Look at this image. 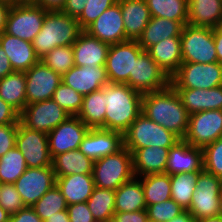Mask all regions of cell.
<instances>
[{
    "label": "cell",
    "mask_w": 222,
    "mask_h": 222,
    "mask_svg": "<svg viewBox=\"0 0 222 222\" xmlns=\"http://www.w3.org/2000/svg\"><path fill=\"white\" fill-rule=\"evenodd\" d=\"M142 97L127 84L105 85V129L124 134L142 113Z\"/></svg>",
    "instance_id": "obj_2"
},
{
    "label": "cell",
    "mask_w": 222,
    "mask_h": 222,
    "mask_svg": "<svg viewBox=\"0 0 222 222\" xmlns=\"http://www.w3.org/2000/svg\"><path fill=\"white\" fill-rule=\"evenodd\" d=\"M187 210L196 221L222 214V179L204 169L200 171Z\"/></svg>",
    "instance_id": "obj_6"
},
{
    "label": "cell",
    "mask_w": 222,
    "mask_h": 222,
    "mask_svg": "<svg viewBox=\"0 0 222 222\" xmlns=\"http://www.w3.org/2000/svg\"><path fill=\"white\" fill-rule=\"evenodd\" d=\"M11 6L0 3V34L5 32L7 17Z\"/></svg>",
    "instance_id": "obj_56"
},
{
    "label": "cell",
    "mask_w": 222,
    "mask_h": 222,
    "mask_svg": "<svg viewBox=\"0 0 222 222\" xmlns=\"http://www.w3.org/2000/svg\"><path fill=\"white\" fill-rule=\"evenodd\" d=\"M138 178L142 183L147 206L171 199V182L169 174H149Z\"/></svg>",
    "instance_id": "obj_35"
},
{
    "label": "cell",
    "mask_w": 222,
    "mask_h": 222,
    "mask_svg": "<svg viewBox=\"0 0 222 222\" xmlns=\"http://www.w3.org/2000/svg\"><path fill=\"white\" fill-rule=\"evenodd\" d=\"M168 222H197L188 210H184L182 213L172 218Z\"/></svg>",
    "instance_id": "obj_58"
},
{
    "label": "cell",
    "mask_w": 222,
    "mask_h": 222,
    "mask_svg": "<svg viewBox=\"0 0 222 222\" xmlns=\"http://www.w3.org/2000/svg\"><path fill=\"white\" fill-rule=\"evenodd\" d=\"M44 222H70L67 210L54 213L53 216H49Z\"/></svg>",
    "instance_id": "obj_57"
},
{
    "label": "cell",
    "mask_w": 222,
    "mask_h": 222,
    "mask_svg": "<svg viewBox=\"0 0 222 222\" xmlns=\"http://www.w3.org/2000/svg\"><path fill=\"white\" fill-rule=\"evenodd\" d=\"M124 147L123 134L102 128H90L79 150L93 161L117 153Z\"/></svg>",
    "instance_id": "obj_18"
},
{
    "label": "cell",
    "mask_w": 222,
    "mask_h": 222,
    "mask_svg": "<svg viewBox=\"0 0 222 222\" xmlns=\"http://www.w3.org/2000/svg\"><path fill=\"white\" fill-rule=\"evenodd\" d=\"M124 147L132 154L140 148H170L181 140L176 134L140 114L123 134Z\"/></svg>",
    "instance_id": "obj_4"
},
{
    "label": "cell",
    "mask_w": 222,
    "mask_h": 222,
    "mask_svg": "<svg viewBox=\"0 0 222 222\" xmlns=\"http://www.w3.org/2000/svg\"><path fill=\"white\" fill-rule=\"evenodd\" d=\"M56 185L53 166L27 168L14 183L25 206H33L48 190Z\"/></svg>",
    "instance_id": "obj_15"
},
{
    "label": "cell",
    "mask_w": 222,
    "mask_h": 222,
    "mask_svg": "<svg viewBox=\"0 0 222 222\" xmlns=\"http://www.w3.org/2000/svg\"><path fill=\"white\" fill-rule=\"evenodd\" d=\"M19 113L0 98V125L18 124Z\"/></svg>",
    "instance_id": "obj_49"
},
{
    "label": "cell",
    "mask_w": 222,
    "mask_h": 222,
    "mask_svg": "<svg viewBox=\"0 0 222 222\" xmlns=\"http://www.w3.org/2000/svg\"><path fill=\"white\" fill-rule=\"evenodd\" d=\"M141 112L180 139L186 136L190 114L171 84L160 91L143 94Z\"/></svg>",
    "instance_id": "obj_1"
},
{
    "label": "cell",
    "mask_w": 222,
    "mask_h": 222,
    "mask_svg": "<svg viewBox=\"0 0 222 222\" xmlns=\"http://www.w3.org/2000/svg\"><path fill=\"white\" fill-rule=\"evenodd\" d=\"M180 38L183 62H218L214 43V29L186 24L182 28Z\"/></svg>",
    "instance_id": "obj_8"
},
{
    "label": "cell",
    "mask_w": 222,
    "mask_h": 222,
    "mask_svg": "<svg viewBox=\"0 0 222 222\" xmlns=\"http://www.w3.org/2000/svg\"><path fill=\"white\" fill-rule=\"evenodd\" d=\"M146 202L141 180L134 177L115 190V212L146 210Z\"/></svg>",
    "instance_id": "obj_31"
},
{
    "label": "cell",
    "mask_w": 222,
    "mask_h": 222,
    "mask_svg": "<svg viewBox=\"0 0 222 222\" xmlns=\"http://www.w3.org/2000/svg\"><path fill=\"white\" fill-rule=\"evenodd\" d=\"M110 45L83 31L72 45L76 66L96 67L106 64Z\"/></svg>",
    "instance_id": "obj_23"
},
{
    "label": "cell",
    "mask_w": 222,
    "mask_h": 222,
    "mask_svg": "<svg viewBox=\"0 0 222 222\" xmlns=\"http://www.w3.org/2000/svg\"><path fill=\"white\" fill-rule=\"evenodd\" d=\"M23 0H0V3H3L5 5H8V6H13L17 3H20L22 2Z\"/></svg>",
    "instance_id": "obj_61"
},
{
    "label": "cell",
    "mask_w": 222,
    "mask_h": 222,
    "mask_svg": "<svg viewBox=\"0 0 222 222\" xmlns=\"http://www.w3.org/2000/svg\"><path fill=\"white\" fill-rule=\"evenodd\" d=\"M143 51L137 40L110 45L105 64L109 83L126 84L133 74L134 60Z\"/></svg>",
    "instance_id": "obj_11"
},
{
    "label": "cell",
    "mask_w": 222,
    "mask_h": 222,
    "mask_svg": "<svg viewBox=\"0 0 222 222\" xmlns=\"http://www.w3.org/2000/svg\"><path fill=\"white\" fill-rule=\"evenodd\" d=\"M182 28L183 25L179 21L151 17L137 42L146 51L161 40L172 36H181Z\"/></svg>",
    "instance_id": "obj_30"
},
{
    "label": "cell",
    "mask_w": 222,
    "mask_h": 222,
    "mask_svg": "<svg viewBox=\"0 0 222 222\" xmlns=\"http://www.w3.org/2000/svg\"><path fill=\"white\" fill-rule=\"evenodd\" d=\"M145 222H156V221H154V220H152V219H150V218L147 217V219L145 220Z\"/></svg>",
    "instance_id": "obj_63"
},
{
    "label": "cell",
    "mask_w": 222,
    "mask_h": 222,
    "mask_svg": "<svg viewBox=\"0 0 222 222\" xmlns=\"http://www.w3.org/2000/svg\"><path fill=\"white\" fill-rule=\"evenodd\" d=\"M46 12L30 0L11 6L5 33L32 43L42 28Z\"/></svg>",
    "instance_id": "obj_9"
},
{
    "label": "cell",
    "mask_w": 222,
    "mask_h": 222,
    "mask_svg": "<svg viewBox=\"0 0 222 222\" xmlns=\"http://www.w3.org/2000/svg\"><path fill=\"white\" fill-rule=\"evenodd\" d=\"M222 137V110L200 111L189 116L184 140L194 147L204 148Z\"/></svg>",
    "instance_id": "obj_13"
},
{
    "label": "cell",
    "mask_w": 222,
    "mask_h": 222,
    "mask_svg": "<svg viewBox=\"0 0 222 222\" xmlns=\"http://www.w3.org/2000/svg\"><path fill=\"white\" fill-rule=\"evenodd\" d=\"M27 168L24 156L15 146L0 157V184H14Z\"/></svg>",
    "instance_id": "obj_39"
},
{
    "label": "cell",
    "mask_w": 222,
    "mask_h": 222,
    "mask_svg": "<svg viewBox=\"0 0 222 222\" xmlns=\"http://www.w3.org/2000/svg\"><path fill=\"white\" fill-rule=\"evenodd\" d=\"M0 206L10 215L17 213L25 207L23 200L14 184H0Z\"/></svg>",
    "instance_id": "obj_46"
},
{
    "label": "cell",
    "mask_w": 222,
    "mask_h": 222,
    "mask_svg": "<svg viewBox=\"0 0 222 222\" xmlns=\"http://www.w3.org/2000/svg\"><path fill=\"white\" fill-rule=\"evenodd\" d=\"M31 207L44 221L56 212L67 210V203L60 189L54 185Z\"/></svg>",
    "instance_id": "obj_40"
},
{
    "label": "cell",
    "mask_w": 222,
    "mask_h": 222,
    "mask_svg": "<svg viewBox=\"0 0 222 222\" xmlns=\"http://www.w3.org/2000/svg\"><path fill=\"white\" fill-rule=\"evenodd\" d=\"M199 172L170 175L171 199L187 210L196 189Z\"/></svg>",
    "instance_id": "obj_37"
},
{
    "label": "cell",
    "mask_w": 222,
    "mask_h": 222,
    "mask_svg": "<svg viewBox=\"0 0 222 222\" xmlns=\"http://www.w3.org/2000/svg\"><path fill=\"white\" fill-rule=\"evenodd\" d=\"M89 129L78 116H69L48 133L51 158L70 150L79 149L80 143Z\"/></svg>",
    "instance_id": "obj_17"
},
{
    "label": "cell",
    "mask_w": 222,
    "mask_h": 222,
    "mask_svg": "<svg viewBox=\"0 0 222 222\" xmlns=\"http://www.w3.org/2000/svg\"><path fill=\"white\" fill-rule=\"evenodd\" d=\"M15 146L24 156L28 168L52 166L48 134L31 130L19 122Z\"/></svg>",
    "instance_id": "obj_14"
},
{
    "label": "cell",
    "mask_w": 222,
    "mask_h": 222,
    "mask_svg": "<svg viewBox=\"0 0 222 222\" xmlns=\"http://www.w3.org/2000/svg\"><path fill=\"white\" fill-rule=\"evenodd\" d=\"M18 124L0 125V157L16 145Z\"/></svg>",
    "instance_id": "obj_47"
},
{
    "label": "cell",
    "mask_w": 222,
    "mask_h": 222,
    "mask_svg": "<svg viewBox=\"0 0 222 222\" xmlns=\"http://www.w3.org/2000/svg\"><path fill=\"white\" fill-rule=\"evenodd\" d=\"M168 150L159 146L137 149L132 154L135 177L165 173Z\"/></svg>",
    "instance_id": "obj_29"
},
{
    "label": "cell",
    "mask_w": 222,
    "mask_h": 222,
    "mask_svg": "<svg viewBox=\"0 0 222 222\" xmlns=\"http://www.w3.org/2000/svg\"><path fill=\"white\" fill-rule=\"evenodd\" d=\"M13 72L14 71L10 65L9 58L0 45V79Z\"/></svg>",
    "instance_id": "obj_54"
},
{
    "label": "cell",
    "mask_w": 222,
    "mask_h": 222,
    "mask_svg": "<svg viewBox=\"0 0 222 222\" xmlns=\"http://www.w3.org/2000/svg\"><path fill=\"white\" fill-rule=\"evenodd\" d=\"M189 114L222 110V85L211 89H175Z\"/></svg>",
    "instance_id": "obj_25"
},
{
    "label": "cell",
    "mask_w": 222,
    "mask_h": 222,
    "mask_svg": "<svg viewBox=\"0 0 222 222\" xmlns=\"http://www.w3.org/2000/svg\"><path fill=\"white\" fill-rule=\"evenodd\" d=\"M84 30L77 19L62 11H47L40 32L32 45L41 60L57 46L73 45Z\"/></svg>",
    "instance_id": "obj_3"
},
{
    "label": "cell",
    "mask_w": 222,
    "mask_h": 222,
    "mask_svg": "<svg viewBox=\"0 0 222 222\" xmlns=\"http://www.w3.org/2000/svg\"><path fill=\"white\" fill-rule=\"evenodd\" d=\"M126 38L138 40L151 19L146 0H120Z\"/></svg>",
    "instance_id": "obj_24"
},
{
    "label": "cell",
    "mask_w": 222,
    "mask_h": 222,
    "mask_svg": "<svg viewBox=\"0 0 222 222\" xmlns=\"http://www.w3.org/2000/svg\"><path fill=\"white\" fill-rule=\"evenodd\" d=\"M25 77L27 105L52 99L54 91L62 82V76L41 60L25 72Z\"/></svg>",
    "instance_id": "obj_16"
},
{
    "label": "cell",
    "mask_w": 222,
    "mask_h": 222,
    "mask_svg": "<svg viewBox=\"0 0 222 222\" xmlns=\"http://www.w3.org/2000/svg\"><path fill=\"white\" fill-rule=\"evenodd\" d=\"M126 84L145 94L167 88L170 85V77L146 51H143L134 60L133 74H130Z\"/></svg>",
    "instance_id": "obj_12"
},
{
    "label": "cell",
    "mask_w": 222,
    "mask_h": 222,
    "mask_svg": "<svg viewBox=\"0 0 222 222\" xmlns=\"http://www.w3.org/2000/svg\"><path fill=\"white\" fill-rule=\"evenodd\" d=\"M204 169L203 149L194 147L184 139L169 148L165 173H195Z\"/></svg>",
    "instance_id": "obj_20"
},
{
    "label": "cell",
    "mask_w": 222,
    "mask_h": 222,
    "mask_svg": "<svg viewBox=\"0 0 222 222\" xmlns=\"http://www.w3.org/2000/svg\"><path fill=\"white\" fill-rule=\"evenodd\" d=\"M52 166L55 176L92 174L94 161L76 149L56 155L52 159Z\"/></svg>",
    "instance_id": "obj_32"
},
{
    "label": "cell",
    "mask_w": 222,
    "mask_h": 222,
    "mask_svg": "<svg viewBox=\"0 0 222 222\" xmlns=\"http://www.w3.org/2000/svg\"><path fill=\"white\" fill-rule=\"evenodd\" d=\"M41 61L62 76L75 66L72 45L55 47Z\"/></svg>",
    "instance_id": "obj_41"
},
{
    "label": "cell",
    "mask_w": 222,
    "mask_h": 222,
    "mask_svg": "<svg viewBox=\"0 0 222 222\" xmlns=\"http://www.w3.org/2000/svg\"><path fill=\"white\" fill-rule=\"evenodd\" d=\"M0 98L19 114L22 112L27 105L25 72L14 71L0 79Z\"/></svg>",
    "instance_id": "obj_33"
},
{
    "label": "cell",
    "mask_w": 222,
    "mask_h": 222,
    "mask_svg": "<svg viewBox=\"0 0 222 222\" xmlns=\"http://www.w3.org/2000/svg\"><path fill=\"white\" fill-rule=\"evenodd\" d=\"M93 222H111V220L95 219Z\"/></svg>",
    "instance_id": "obj_62"
},
{
    "label": "cell",
    "mask_w": 222,
    "mask_h": 222,
    "mask_svg": "<svg viewBox=\"0 0 222 222\" xmlns=\"http://www.w3.org/2000/svg\"><path fill=\"white\" fill-rule=\"evenodd\" d=\"M197 222H222V214L213 217L202 218L197 220Z\"/></svg>",
    "instance_id": "obj_59"
},
{
    "label": "cell",
    "mask_w": 222,
    "mask_h": 222,
    "mask_svg": "<svg viewBox=\"0 0 222 222\" xmlns=\"http://www.w3.org/2000/svg\"><path fill=\"white\" fill-rule=\"evenodd\" d=\"M32 3L43 7L47 11H61L66 0H30Z\"/></svg>",
    "instance_id": "obj_53"
},
{
    "label": "cell",
    "mask_w": 222,
    "mask_h": 222,
    "mask_svg": "<svg viewBox=\"0 0 222 222\" xmlns=\"http://www.w3.org/2000/svg\"><path fill=\"white\" fill-rule=\"evenodd\" d=\"M194 27L222 25V0H188V23Z\"/></svg>",
    "instance_id": "obj_28"
},
{
    "label": "cell",
    "mask_w": 222,
    "mask_h": 222,
    "mask_svg": "<svg viewBox=\"0 0 222 222\" xmlns=\"http://www.w3.org/2000/svg\"><path fill=\"white\" fill-rule=\"evenodd\" d=\"M67 212L70 222H93L95 220L86 202L67 205Z\"/></svg>",
    "instance_id": "obj_48"
},
{
    "label": "cell",
    "mask_w": 222,
    "mask_h": 222,
    "mask_svg": "<svg viewBox=\"0 0 222 222\" xmlns=\"http://www.w3.org/2000/svg\"><path fill=\"white\" fill-rule=\"evenodd\" d=\"M184 210L185 209L173 199L146 207L147 217L156 222H168Z\"/></svg>",
    "instance_id": "obj_44"
},
{
    "label": "cell",
    "mask_w": 222,
    "mask_h": 222,
    "mask_svg": "<svg viewBox=\"0 0 222 222\" xmlns=\"http://www.w3.org/2000/svg\"><path fill=\"white\" fill-rule=\"evenodd\" d=\"M92 175L95 187L115 191L135 177L132 153L123 147L115 154L94 161Z\"/></svg>",
    "instance_id": "obj_5"
},
{
    "label": "cell",
    "mask_w": 222,
    "mask_h": 222,
    "mask_svg": "<svg viewBox=\"0 0 222 222\" xmlns=\"http://www.w3.org/2000/svg\"><path fill=\"white\" fill-rule=\"evenodd\" d=\"M174 89H211L222 85V64L183 62L170 77Z\"/></svg>",
    "instance_id": "obj_7"
},
{
    "label": "cell",
    "mask_w": 222,
    "mask_h": 222,
    "mask_svg": "<svg viewBox=\"0 0 222 222\" xmlns=\"http://www.w3.org/2000/svg\"><path fill=\"white\" fill-rule=\"evenodd\" d=\"M62 82L82 96L100 90L109 84L105 65L96 67L75 65L62 75Z\"/></svg>",
    "instance_id": "obj_21"
},
{
    "label": "cell",
    "mask_w": 222,
    "mask_h": 222,
    "mask_svg": "<svg viewBox=\"0 0 222 222\" xmlns=\"http://www.w3.org/2000/svg\"><path fill=\"white\" fill-rule=\"evenodd\" d=\"M10 214L0 206V222H8Z\"/></svg>",
    "instance_id": "obj_60"
},
{
    "label": "cell",
    "mask_w": 222,
    "mask_h": 222,
    "mask_svg": "<svg viewBox=\"0 0 222 222\" xmlns=\"http://www.w3.org/2000/svg\"><path fill=\"white\" fill-rule=\"evenodd\" d=\"M84 31L109 45L127 41L120 0L100 14Z\"/></svg>",
    "instance_id": "obj_19"
},
{
    "label": "cell",
    "mask_w": 222,
    "mask_h": 222,
    "mask_svg": "<svg viewBox=\"0 0 222 222\" xmlns=\"http://www.w3.org/2000/svg\"><path fill=\"white\" fill-rule=\"evenodd\" d=\"M86 203L95 219L112 220L115 213V191L95 187Z\"/></svg>",
    "instance_id": "obj_38"
},
{
    "label": "cell",
    "mask_w": 222,
    "mask_h": 222,
    "mask_svg": "<svg viewBox=\"0 0 222 222\" xmlns=\"http://www.w3.org/2000/svg\"><path fill=\"white\" fill-rule=\"evenodd\" d=\"M146 52L171 77L183 63L180 36H172L149 47Z\"/></svg>",
    "instance_id": "obj_26"
},
{
    "label": "cell",
    "mask_w": 222,
    "mask_h": 222,
    "mask_svg": "<svg viewBox=\"0 0 222 222\" xmlns=\"http://www.w3.org/2000/svg\"><path fill=\"white\" fill-rule=\"evenodd\" d=\"M151 17L188 23V0H146Z\"/></svg>",
    "instance_id": "obj_36"
},
{
    "label": "cell",
    "mask_w": 222,
    "mask_h": 222,
    "mask_svg": "<svg viewBox=\"0 0 222 222\" xmlns=\"http://www.w3.org/2000/svg\"><path fill=\"white\" fill-rule=\"evenodd\" d=\"M105 86L97 91L83 96V102L78 117L89 128L105 129Z\"/></svg>",
    "instance_id": "obj_34"
},
{
    "label": "cell",
    "mask_w": 222,
    "mask_h": 222,
    "mask_svg": "<svg viewBox=\"0 0 222 222\" xmlns=\"http://www.w3.org/2000/svg\"><path fill=\"white\" fill-rule=\"evenodd\" d=\"M8 222H44L33 210L32 207L25 206L17 213L10 215Z\"/></svg>",
    "instance_id": "obj_51"
},
{
    "label": "cell",
    "mask_w": 222,
    "mask_h": 222,
    "mask_svg": "<svg viewBox=\"0 0 222 222\" xmlns=\"http://www.w3.org/2000/svg\"><path fill=\"white\" fill-rule=\"evenodd\" d=\"M118 0H87L85 8L77 18L80 27L85 30L100 14L117 3Z\"/></svg>",
    "instance_id": "obj_45"
},
{
    "label": "cell",
    "mask_w": 222,
    "mask_h": 222,
    "mask_svg": "<svg viewBox=\"0 0 222 222\" xmlns=\"http://www.w3.org/2000/svg\"><path fill=\"white\" fill-rule=\"evenodd\" d=\"M52 99L71 116L78 115L83 102V96L63 82L54 91Z\"/></svg>",
    "instance_id": "obj_42"
},
{
    "label": "cell",
    "mask_w": 222,
    "mask_h": 222,
    "mask_svg": "<svg viewBox=\"0 0 222 222\" xmlns=\"http://www.w3.org/2000/svg\"><path fill=\"white\" fill-rule=\"evenodd\" d=\"M86 1L87 0H66L61 11L77 19L85 8Z\"/></svg>",
    "instance_id": "obj_52"
},
{
    "label": "cell",
    "mask_w": 222,
    "mask_h": 222,
    "mask_svg": "<svg viewBox=\"0 0 222 222\" xmlns=\"http://www.w3.org/2000/svg\"><path fill=\"white\" fill-rule=\"evenodd\" d=\"M0 45L9 58L13 71L26 72L40 61L31 42L3 32L0 34Z\"/></svg>",
    "instance_id": "obj_22"
},
{
    "label": "cell",
    "mask_w": 222,
    "mask_h": 222,
    "mask_svg": "<svg viewBox=\"0 0 222 222\" xmlns=\"http://www.w3.org/2000/svg\"><path fill=\"white\" fill-rule=\"evenodd\" d=\"M71 116L53 99L31 103L19 115V122L25 127L48 134Z\"/></svg>",
    "instance_id": "obj_10"
},
{
    "label": "cell",
    "mask_w": 222,
    "mask_h": 222,
    "mask_svg": "<svg viewBox=\"0 0 222 222\" xmlns=\"http://www.w3.org/2000/svg\"><path fill=\"white\" fill-rule=\"evenodd\" d=\"M146 219V210L133 212H115L111 222H145Z\"/></svg>",
    "instance_id": "obj_50"
},
{
    "label": "cell",
    "mask_w": 222,
    "mask_h": 222,
    "mask_svg": "<svg viewBox=\"0 0 222 222\" xmlns=\"http://www.w3.org/2000/svg\"><path fill=\"white\" fill-rule=\"evenodd\" d=\"M56 185L67 205L87 202L95 188L92 174L56 176Z\"/></svg>",
    "instance_id": "obj_27"
},
{
    "label": "cell",
    "mask_w": 222,
    "mask_h": 222,
    "mask_svg": "<svg viewBox=\"0 0 222 222\" xmlns=\"http://www.w3.org/2000/svg\"><path fill=\"white\" fill-rule=\"evenodd\" d=\"M204 170L222 179V137L203 148Z\"/></svg>",
    "instance_id": "obj_43"
},
{
    "label": "cell",
    "mask_w": 222,
    "mask_h": 222,
    "mask_svg": "<svg viewBox=\"0 0 222 222\" xmlns=\"http://www.w3.org/2000/svg\"><path fill=\"white\" fill-rule=\"evenodd\" d=\"M214 43L218 62L222 64V25L214 28Z\"/></svg>",
    "instance_id": "obj_55"
}]
</instances>
